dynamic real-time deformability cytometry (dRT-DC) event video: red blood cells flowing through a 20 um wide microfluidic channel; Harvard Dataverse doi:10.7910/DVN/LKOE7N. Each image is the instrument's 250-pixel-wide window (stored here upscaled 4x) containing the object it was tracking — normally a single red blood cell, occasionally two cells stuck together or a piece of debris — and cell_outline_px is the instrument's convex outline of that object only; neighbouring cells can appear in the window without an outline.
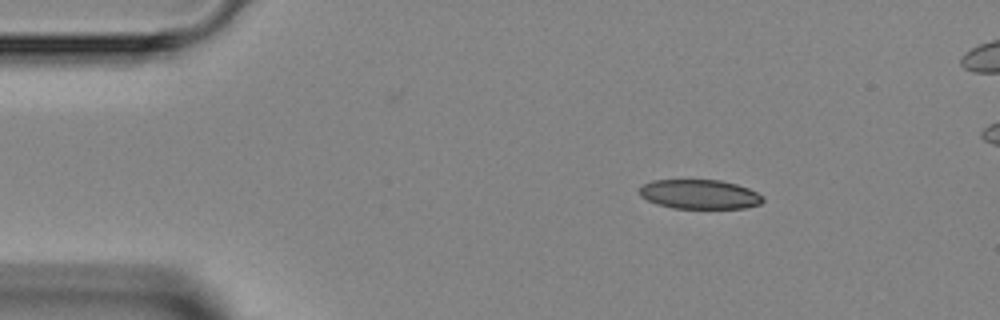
{"species": "Egyptian fruit bat (a non-hibernating species)", "species_latin": "Rousettus aegyptiacus", "temperature_condition": "room temperature", "stored_images_in_passage": 4, "camera_frame_rate_fps": 3000, "um_per_image_px": 0.085, "animal": {"sex": "female"}, "frame": {"image": 1, "passage_image": 1, "time_ms": 0.0, "image_size_px": [1000, 320], "cell_outline_px": [[764, 200], [760, 204], [744, 208], [672, 208], [656, 204], [640, 196], [640, 188], [644, 184], [652, 180], [720, 180], [736, 184], [748, 188], [764, 196]], "centroid_in_image_um": [59.47, 16.51], "position_along_channel_um": 25.5, "area_um2": 21.1}}
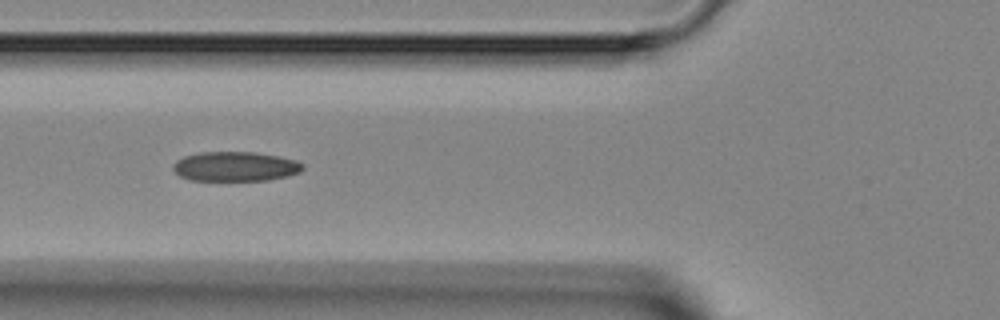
{"frame": {"image": 2, "passage_image": 4, "time_ms": 3.333, "image_size_px": [1000, 320], "cell_outline_px": [[304, 168], [300, 172], [288, 176], [268, 180], [188, 180], [180, 176], [172, 168], [172, 164], [176, 160], [184, 156], [200, 152], [256, 152], [280, 156], [296, 160], [304, 164]], "centroid_in_image_um": [20.01, 14.14], "position_along_channel_um": 105.8, "area_um2": 22.54}}